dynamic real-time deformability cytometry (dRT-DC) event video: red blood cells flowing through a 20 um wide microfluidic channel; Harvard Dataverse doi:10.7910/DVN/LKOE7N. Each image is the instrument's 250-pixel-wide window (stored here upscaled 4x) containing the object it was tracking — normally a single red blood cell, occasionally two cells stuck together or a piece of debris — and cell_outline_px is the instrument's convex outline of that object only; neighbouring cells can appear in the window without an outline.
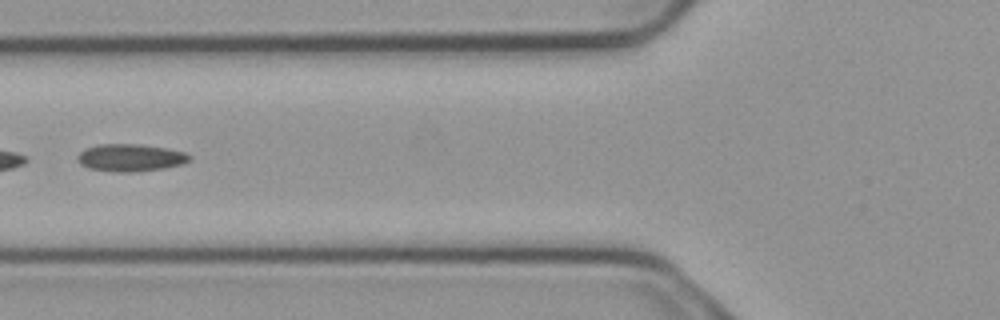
{"species": "common noctule bat (a hibernating species)", "species_latin": "Nyctalus noctula", "temperature_condition": "cold", "stored_images_in_passage": 6, "camera_frame_rate_fps": 3000, "um_per_image_px": 0.085, "animal": {"sex": "male", "body_mass_g": 23.1, "forearm_length_mm": 52.7}, "frame": {"image": 1, "passage_image": 6, "time_ms": 1.667, "image_size_px": [1000, 320], "cell_outline_px": [[192, 156], [188, 160], [180, 164], [164, 168], [132, 172], [116, 172], [88, 168], [80, 164], [76, 160], [76, 156], [84, 148], [96, 144], [144, 144], [168, 148], [184, 152]], "centroid_in_image_um": [11.03, 13.39], "position_along_channel_um": 114.8, "area_um2": 18.03}}